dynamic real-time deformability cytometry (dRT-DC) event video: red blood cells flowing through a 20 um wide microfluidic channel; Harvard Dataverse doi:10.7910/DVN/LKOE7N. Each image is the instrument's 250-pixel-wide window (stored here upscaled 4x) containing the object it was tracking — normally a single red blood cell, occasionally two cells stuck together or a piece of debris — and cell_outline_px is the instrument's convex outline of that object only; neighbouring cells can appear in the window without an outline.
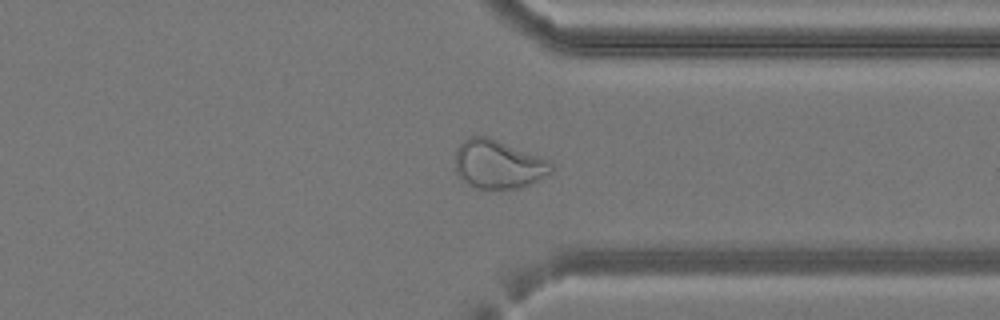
{"species": "common noctule bat (a hibernating species)", "species_latin": "Nyctalus noctula", "temperature_condition": "cold", "stored_images_in_passage": 34, "camera_frame_rate_fps": 3000, "um_per_image_px": 0.085, "animal": {"sex": "female", "body_mass_g": 24.6, "forearm_length_mm": 56.2}, "frame": {"image": 1, "passage_image": 25, "time_ms": 8.0, "image_size_px": [1000, 320], "cell_outline_px": [[552, 172], [540, 180], [520, 188], [476, 188], [468, 184], [456, 172], [456, 148], [464, 140], [472, 136], [488, 136], [552, 160]], "centroid_in_image_um": [42.4, 13.95], "position_along_channel_um": 369.0, "area_um2": 27.34}}